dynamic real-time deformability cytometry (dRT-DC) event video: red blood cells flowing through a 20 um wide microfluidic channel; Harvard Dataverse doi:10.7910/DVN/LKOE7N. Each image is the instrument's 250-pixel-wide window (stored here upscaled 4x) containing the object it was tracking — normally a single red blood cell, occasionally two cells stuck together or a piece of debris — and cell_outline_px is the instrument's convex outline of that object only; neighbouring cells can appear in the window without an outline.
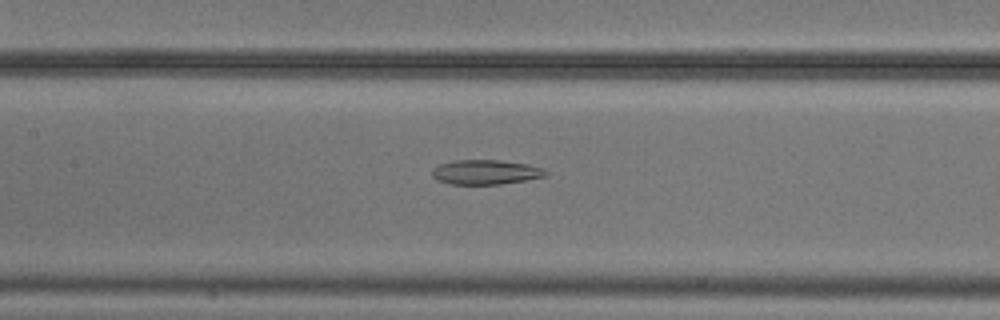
{"species": "common noctule bat (a hibernating species)", "species_latin": "Nyctalus noctula", "temperature_condition": "cold", "stored_images_in_passage": 47, "camera_frame_rate_fps": 3000, "um_per_image_px": 0.085, "animal": {"sex": "male", "body_mass_g": 20.5, "forearm_length_mm": 52.5}, "frame": {"image": 1, "passage_image": 18, "time_ms": 5.667, "image_size_px": [1000, 320], "cell_outline_px": [[548, 176], [500, 184], [448, 184], [436, 180], [432, 176], [432, 168], [440, 164], [452, 160], [500, 160], [528, 164], [540, 168], [548, 172]], "centroid_in_image_um": [41.24, 14.63], "position_along_channel_um": 166.2, "area_um2": 16.36}}
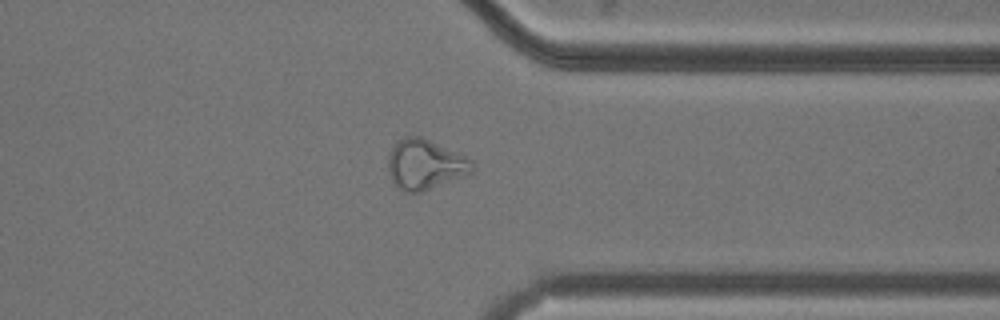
{"frame": {"image": 2, "passage_image": 35, "time_ms": 11.333, "image_size_px": [1000, 320], "cell_outline_px": [[476, 168], [472, 172], [420, 192], [404, 192], [392, 184], [388, 168], [388, 156], [392, 148], [404, 136], [420, 136], [464, 156], [472, 160], [476, 164]], "centroid_in_image_um": [36.11, 13.99], "position_along_channel_um": 375.3, "area_um2": 24.22}}
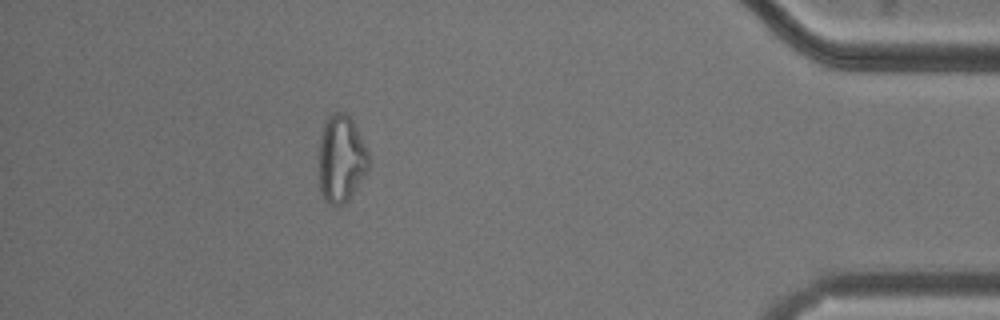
{"frame": {"image": 3, "passage_image": 41, "time_ms": 13.333, "image_size_px": [1000, 320], "cell_outline_px": [[368, 172], [348, 200], [344, 204], [336, 208], [328, 204], [324, 200], [320, 192], [320, 136], [324, 120], [332, 112], [344, 112], [352, 120], [368, 152]], "centroid_in_image_um": [28.99, 13.53], "position_along_channel_um": 406.2, "area_um2": 25.49}, "authors_computed_cell_mechanics": {"area_um2": 24.1026, "velocity_mm_per_s": 3.7555, "shape_relaxation_time_tau1_ms": null, "shape_relaxation_time_tau2_ms": 5.486, "deformation_change_tau1": null, "deformation_change_tau2": 0.1406}}